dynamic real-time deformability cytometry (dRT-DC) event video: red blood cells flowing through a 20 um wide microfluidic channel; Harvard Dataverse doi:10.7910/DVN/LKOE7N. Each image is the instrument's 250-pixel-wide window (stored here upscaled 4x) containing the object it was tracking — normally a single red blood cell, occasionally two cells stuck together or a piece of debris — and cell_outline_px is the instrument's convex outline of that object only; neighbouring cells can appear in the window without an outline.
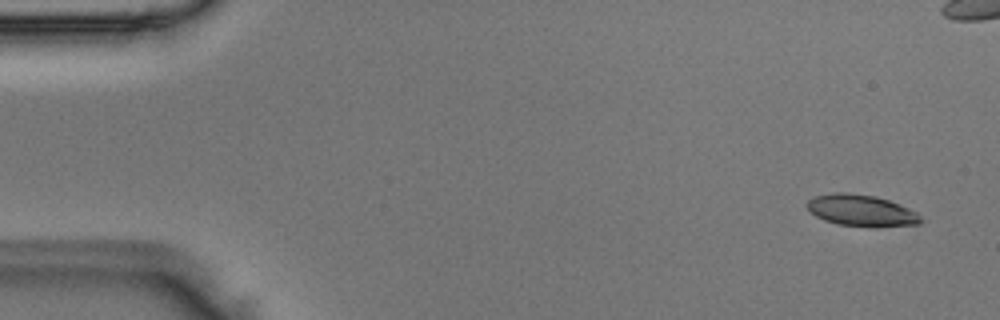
{"species": "Egyptian fruit bat (a non-hibernating species)", "species_latin": "Rousettus aegyptiacus", "temperature_condition": "room temperature", "stored_images_in_passage": 5, "camera_frame_rate_fps": 3000, "um_per_image_px": 0.085, "animal": {"sex": "male"}, "frame": {"image": 1, "passage_image": 1, "time_ms": 0.0, "image_size_px": [1000, 320], "cell_outline_px": [[924, 220], [920, 224], [876, 228], [836, 224], [824, 220], [808, 212], [804, 204], [808, 200], [816, 196], [836, 192], [848, 192], [876, 196], [888, 200], [916, 212]], "centroid_in_image_um": [73.19, 17.91], "position_along_channel_um": 11.8, "area_um2": 21.27}}